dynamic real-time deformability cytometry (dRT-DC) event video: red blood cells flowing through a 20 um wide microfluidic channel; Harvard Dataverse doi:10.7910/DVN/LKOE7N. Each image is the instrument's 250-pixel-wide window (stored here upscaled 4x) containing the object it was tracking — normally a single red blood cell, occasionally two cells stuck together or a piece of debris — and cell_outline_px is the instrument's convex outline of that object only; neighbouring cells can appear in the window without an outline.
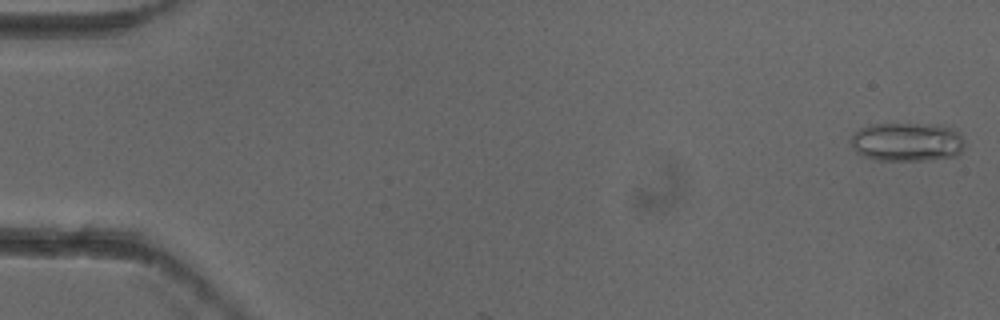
{"species": "common noctule bat (a hibernating species)", "species_latin": "Nyctalus noctula", "temperature_condition": "cold", "stored_images_in_passage": 6, "camera_frame_rate_fps": 3000, "um_per_image_px": 0.085, "animal": {"sex": "female"}, "frame": {"image": 1, "passage_image": 1, "time_ms": 0.0, "image_size_px": [1000, 320], "cell_outline_px": [[964, 144], [960, 152], [956, 156], [932, 160], [876, 160], [864, 156], [856, 152], [852, 148], [848, 140], [860, 128], [872, 124], [936, 124], [952, 128], [960, 132], [964, 140]], "centroid_in_image_um": [77.1, 12.06], "position_along_channel_um": 7.9, "area_um2": 26.07}}
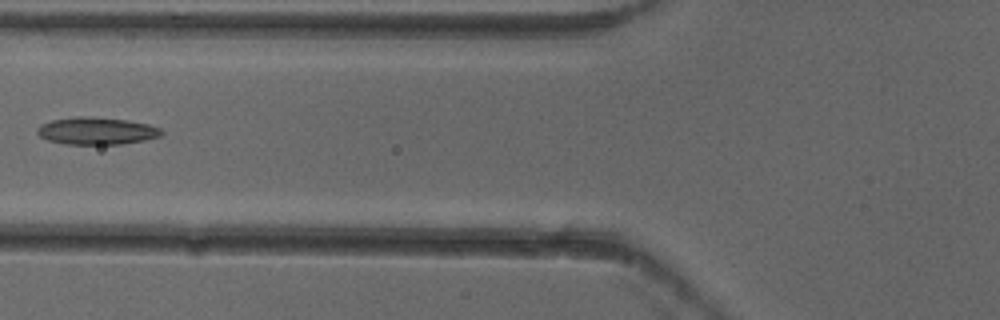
{"frame": {"image": 2, "passage_image": 6, "time_ms": 1.667, "image_size_px": [1000, 320], "cell_outline_px": [[164, 132], [160, 136], [144, 140], [120, 144], [64, 144], [48, 140], [40, 136], [36, 132], [36, 128], [40, 124], [52, 120], [76, 116], [88, 116], [128, 120], [148, 124], [160, 128]], "centroid_in_image_um": [8.19, 11.12], "position_along_channel_um": 117.6, "area_um2": 19.83}}